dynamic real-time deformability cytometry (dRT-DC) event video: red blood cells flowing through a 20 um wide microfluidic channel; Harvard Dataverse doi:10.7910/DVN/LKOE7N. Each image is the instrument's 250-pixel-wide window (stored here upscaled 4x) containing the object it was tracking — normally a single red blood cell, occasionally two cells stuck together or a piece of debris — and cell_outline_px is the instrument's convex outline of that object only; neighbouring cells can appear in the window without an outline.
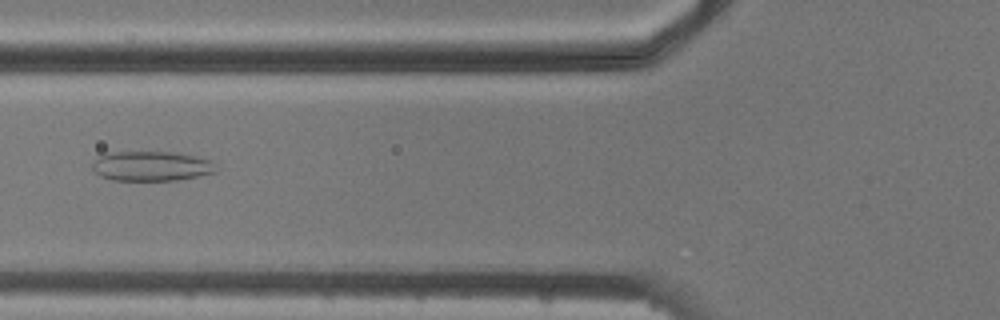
{"species": "common noctule bat (a hibernating species)", "species_latin": "Nyctalus noctula", "temperature_condition": "cold", "stored_images_in_passage": 3, "camera_frame_rate_fps": 3000, "um_per_image_px": 0.085, "animal": {"sex": "male", "body_mass_g": 20.5, "forearm_length_mm": 52.5}, "frame": {"image": 1, "passage_image": 3, "time_ms": 2.333, "image_size_px": [1000, 320], "cell_outline_px": [[216, 172], [176, 180], [112, 180], [100, 176], [92, 172], [92, 164], [104, 152], [176, 152], [196, 156], [212, 160]], "centroid_in_image_um": [12.82, 14.11], "position_along_channel_um": 113.0, "area_um2": 21.5}}